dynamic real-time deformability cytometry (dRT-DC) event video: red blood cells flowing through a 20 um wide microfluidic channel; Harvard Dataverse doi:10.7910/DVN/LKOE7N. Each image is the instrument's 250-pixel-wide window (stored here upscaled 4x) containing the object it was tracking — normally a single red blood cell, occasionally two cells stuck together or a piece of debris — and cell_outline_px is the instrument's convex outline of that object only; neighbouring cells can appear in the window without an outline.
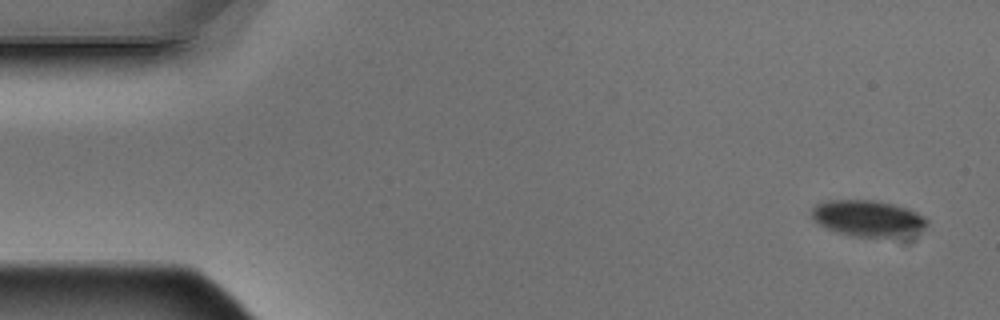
{"species": "Egyptian fruit bat (a non-hibernating species)", "species_latin": "Rousettus aegyptiacus", "temperature_condition": "warm", "stored_images_in_passage": 4, "camera_frame_rate_fps": 3000, "um_per_image_px": 0.085, "animal": {"sex": "male"}, "frame": {"image": 1, "passage_image": 1, "time_ms": 0.0, "image_size_px": [1000, 320], "cell_outline_px": [[928, 224], [920, 232], [892, 236], [852, 236], [836, 232], [820, 224], [812, 216], [812, 208], [816, 204], [824, 200], [872, 200], [892, 204], [908, 208], [924, 216], [928, 220]], "centroid_in_image_um": [73.78, 18.54], "position_along_channel_um": 11.2, "area_um2": 24.04}}
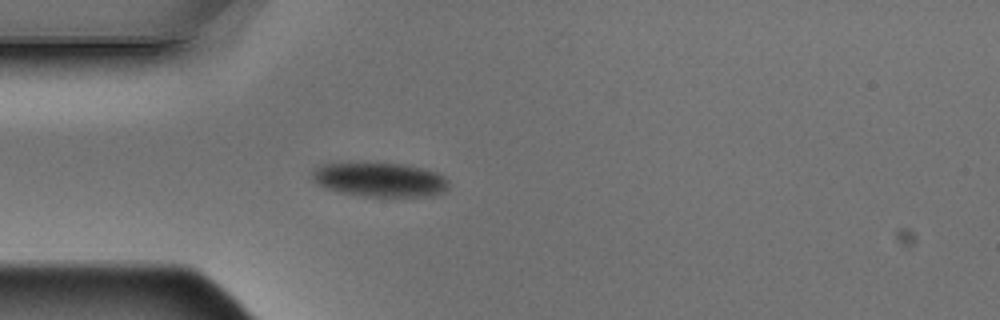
{"frame": {"image": 2, "passage_image": 4, "time_ms": 1.0, "image_size_px": [1000, 320], "cell_outline_px": [[448, 188], [444, 192], [432, 196], [364, 196], [340, 192], [328, 188], [312, 180], [312, 168], [320, 164], [404, 164], [424, 168], [436, 172], [444, 176], [448, 180]], "centroid_in_image_um": [32.32, 15.28], "position_along_channel_um": 52.7, "area_um2": 26.93}}